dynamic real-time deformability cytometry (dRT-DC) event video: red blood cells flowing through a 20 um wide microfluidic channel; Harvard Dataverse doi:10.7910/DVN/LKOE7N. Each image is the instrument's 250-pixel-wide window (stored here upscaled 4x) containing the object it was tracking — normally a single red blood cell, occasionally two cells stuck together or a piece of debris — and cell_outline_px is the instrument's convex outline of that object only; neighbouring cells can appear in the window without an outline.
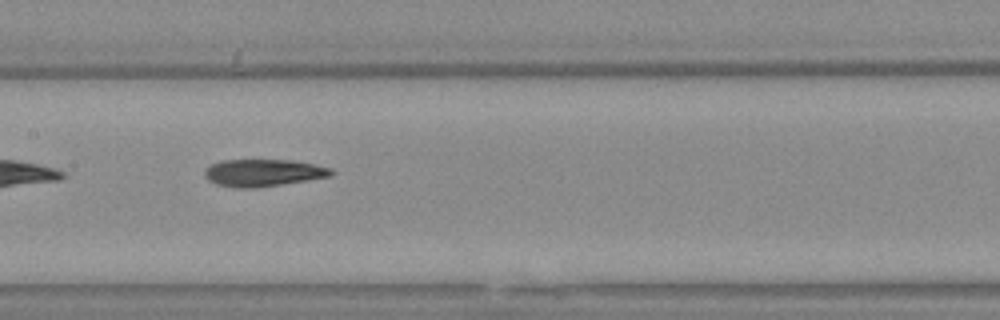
{"species": "Egyptian fruit bat (a non-hibernating species)", "species_latin": "Rousettus aegyptiacus", "temperature_condition": "warm", "stored_images_in_passage": 35, "camera_frame_rate_fps": 3000, "um_per_image_px": 0.085, "animal": {"sex": "female"}, "frame": {"image": 1, "passage_image": 11, "time_ms": 3.333, "image_size_px": [1000, 320], "cell_outline_px": [[336, 172], [332, 176], [308, 180], [256, 188], [236, 188], [216, 184], [208, 180], [204, 176], [204, 168], [220, 160], [292, 160], [332, 168]], "centroid_in_image_um": [22.36, 14.69], "position_along_channel_um": 185.0, "area_um2": 20.23}, "authors_computed_cell_mechanics": {"area_um2": 20.0566, "velocity_mm_per_s": 3.7295, "shape_relaxation_time_tau1_ms": null, "shape_relaxation_time_tau2_ms": 9.1605, "deformation_change_tau1": null, "deformation_change_tau2": 0.2199}}